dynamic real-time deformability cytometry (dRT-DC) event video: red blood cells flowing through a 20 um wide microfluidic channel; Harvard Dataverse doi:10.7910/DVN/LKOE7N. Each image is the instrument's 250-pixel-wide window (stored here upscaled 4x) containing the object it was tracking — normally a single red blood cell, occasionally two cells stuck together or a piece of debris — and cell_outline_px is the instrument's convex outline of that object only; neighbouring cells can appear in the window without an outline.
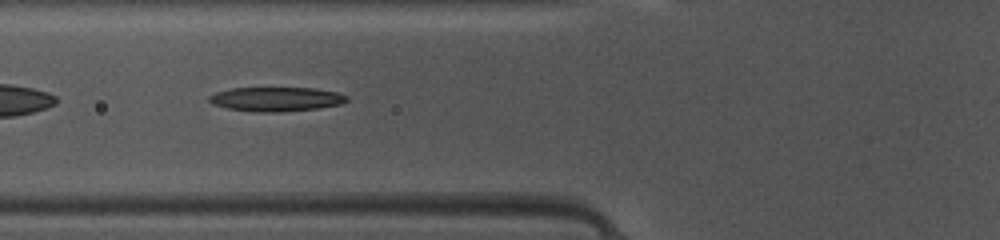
{"species": "common noctule bat (a hibernating species)", "species_latin": "Nyctalus noctula", "temperature_condition": "warm", "stored_images_in_passage": 44, "camera_frame_rate_fps": 3000, "um_per_image_px": 0.085, "animal": {"sex": "female", "body_mass_g": 10.0, "forearm_length_mm": 53.1}, "frame": {"image": 1, "passage_image": 17, "time_ms": 5.333, "image_size_px": [1000, 240], "cell_outline_px": [[348, 100], [340, 104], [316, 108], [280, 112], [260, 112], [228, 108], [212, 104], [208, 100], [208, 96], [216, 92], [232, 88], [312, 88], [340, 92], [348, 96]], "centroid_in_image_um": [23.48, 8.42], "position_along_channel_um": 102.3, "area_um2": 19.36}}
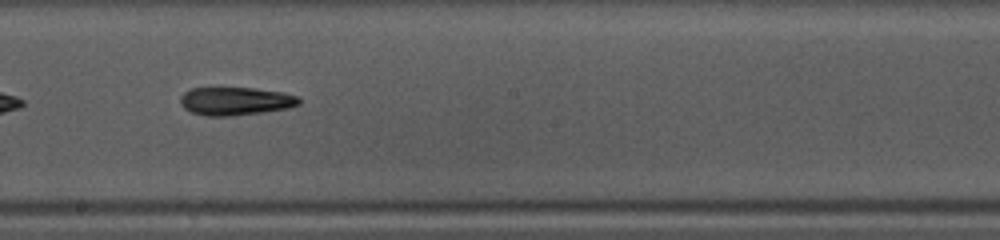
{"frame": {"image": 2, "passage_image": 26, "time_ms": 8.333, "image_size_px": [1000, 240], "cell_outline_px": [[300, 104], [288, 108], [264, 112], [232, 116], [204, 116], [192, 112], [184, 108], [180, 104], [180, 96], [184, 92], [192, 88], [256, 88], [284, 92], [300, 96]], "centroid_in_image_um": [20.04, 8.59], "position_along_channel_um": 228.2, "area_um2": 19.71}}
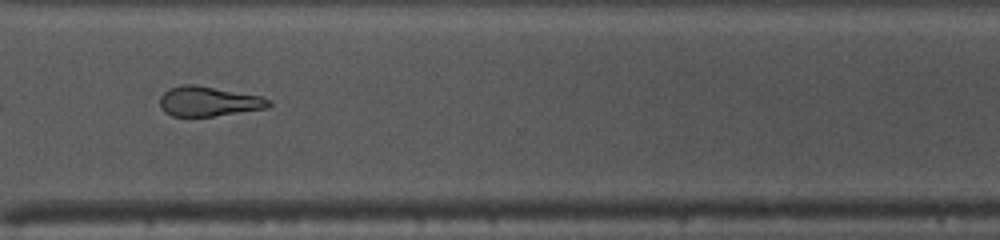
{"frame": {"image": 3, "passage_image": 35, "time_ms": 11.333, "image_size_px": [1000, 240], "cell_outline_px": [[272, 104], [268, 108], [212, 116], [172, 116], [164, 112], [160, 104], [160, 96], [168, 88], [180, 84], [196, 84], [260, 96], [272, 100]], "centroid_in_image_um": [17.72, 8.6], "position_along_channel_um": 352.9, "area_um2": 19.02}}